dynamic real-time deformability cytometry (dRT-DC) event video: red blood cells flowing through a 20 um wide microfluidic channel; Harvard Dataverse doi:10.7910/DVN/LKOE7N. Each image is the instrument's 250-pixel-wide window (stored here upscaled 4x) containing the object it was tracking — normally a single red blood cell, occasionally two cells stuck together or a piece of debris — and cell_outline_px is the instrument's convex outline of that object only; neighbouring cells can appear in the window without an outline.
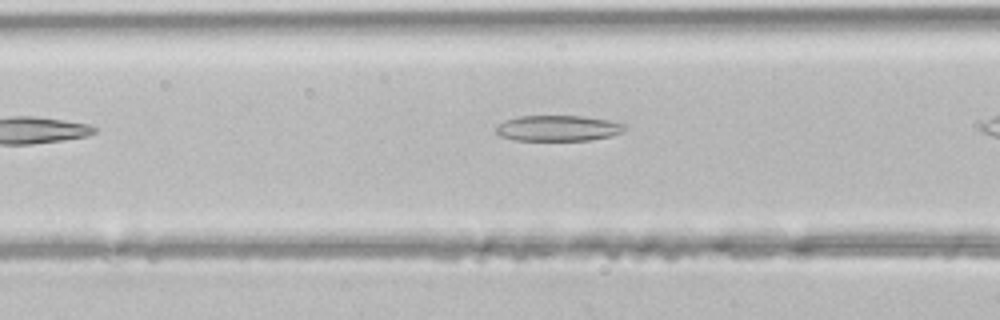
{"species": "common noctule bat (a hibernating species)", "species_latin": "Nyctalus noctula", "temperature_condition": "room temperature", "stored_images_in_passage": 6, "camera_frame_rate_fps": 3000, "um_per_image_px": 0.085, "animal": {"sex": "male", "body_mass_g": 21.5, "forearm_length_mm": 52.0}, "frame": {"image": 1, "passage_image": 4, "time_ms": 1.0, "image_size_px": [1000, 320], "cell_outline_px": [[624, 128], [620, 132], [608, 136], [588, 140], [516, 140], [500, 136], [496, 132], [496, 128], [504, 120], [520, 116], [580, 116], [608, 120], [624, 124]], "centroid_in_image_um": [47.37, 10.89], "position_along_channel_um": 119.2, "area_um2": 18.9}}